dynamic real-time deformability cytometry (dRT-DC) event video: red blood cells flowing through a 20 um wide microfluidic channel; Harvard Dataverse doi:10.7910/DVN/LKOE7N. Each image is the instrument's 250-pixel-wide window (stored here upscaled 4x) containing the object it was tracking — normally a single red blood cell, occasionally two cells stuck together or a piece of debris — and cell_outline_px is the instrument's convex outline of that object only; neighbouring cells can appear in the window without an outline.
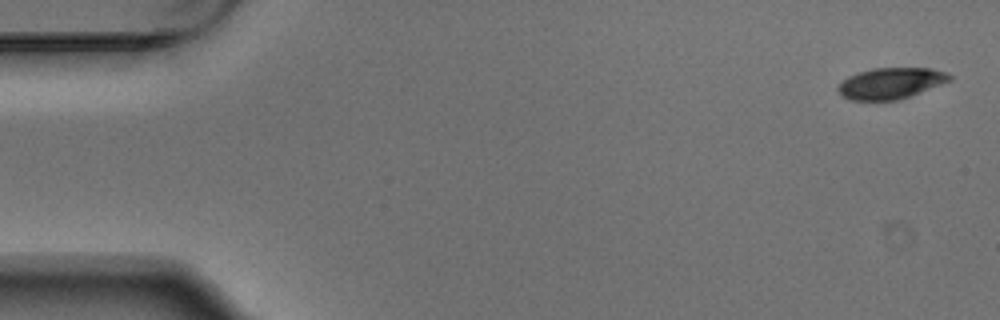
{"species": "Egyptian fruit bat (a non-hibernating species)", "species_latin": "Rousettus aegyptiacus", "temperature_condition": "warm", "stored_images_in_passage": 4, "camera_frame_rate_fps": 3000, "um_per_image_px": 0.085, "animal": {"sex": "male"}, "frame": {"image": 1, "passage_image": 1, "time_ms": 0.0, "image_size_px": [1000, 320], "cell_outline_px": [[952, 80], [900, 100], [848, 100], [836, 88], [848, 76], [872, 68], [932, 68], [944, 72], [952, 76]], "centroid_in_image_um": [75.73, 7.08], "position_along_channel_um": 9.3, "area_um2": 20.11}}
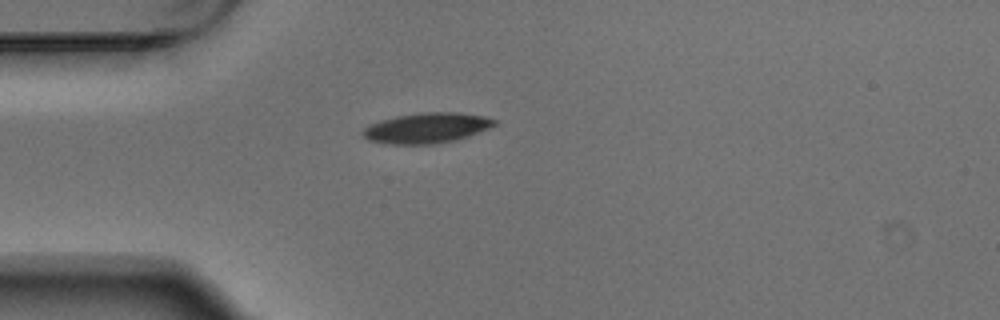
{"frame": {"image": 2, "passage_image": 4, "time_ms": 1.0, "image_size_px": [1000, 320], "cell_outline_px": [[496, 124], [488, 128], [468, 136], [456, 140], [432, 144], [384, 144], [368, 140], [360, 132], [364, 128], [380, 120], [396, 116], [424, 112], [456, 112], [484, 116], [496, 120]], "centroid_in_image_um": [36.24, 10.88], "position_along_channel_um": 48.8, "area_um2": 23.18}}